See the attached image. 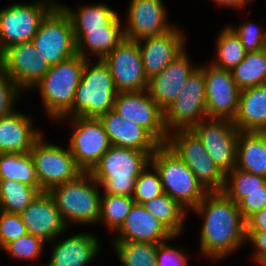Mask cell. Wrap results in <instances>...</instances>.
<instances>
[{"label":"cell","instance_id":"15","mask_svg":"<svg viewBox=\"0 0 266 266\" xmlns=\"http://www.w3.org/2000/svg\"><path fill=\"white\" fill-rule=\"evenodd\" d=\"M102 60L109 67L118 93L148 89L137 41L125 38Z\"/></svg>","mask_w":266,"mask_h":266},{"label":"cell","instance_id":"17","mask_svg":"<svg viewBox=\"0 0 266 266\" xmlns=\"http://www.w3.org/2000/svg\"><path fill=\"white\" fill-rule=\"evenodd\" d=\"M207 118L233 121L241 90L230 70L204 64Z\"/></svg>","mask_w":266,"mask_h":266},{"label":"cell","instance_id":"44","mask_svg":"<svg viewBox=\"0 0 266 266\" xmlns=\"http://www.w3.org/2000/svg\"><path fill=\"white\" fill-rule=\"evenodd\" d=\"M238 207L243 218L247 220L255 212L266 207V191L247 193V196L238 203Z\"/></svg>","mask_w":266,"mask_h":266},{"label":"cell","instance_id":"40","mask_svg":"<svg viewBox=\"0 0 266 266\" xmlns=\"http://www.w3.org/2000/svg\"><path fill=\"white\" fill-rule=\"evenodd\" d=\"M27 233L20 213H9L0 210V251L7 244Z\"/></svg>","mask_w":266,"mask_h":266},{"label":"cell","instance_id":"45","mask_svg":"<svg viewBox=\"0 0 266 266\" xmlns=\"http://www.w3.org/2000/svg\"><path fill=\"white\" fill-rule=\"evenodd\" d=\"M245 242L254 247L253 262L266 266V231H246Z\"/></svg>","mask_w":266,"mask_h":266},{"label":"cell","instance_id":"23","mask_svg":"<svg viewBox=\"0 0 266 266\" xmlns=\"http://www.w3.org/2000/svg\"><path fill=\"white\" fill-rule=\"evenodd\" d=\"M93 233L81 232L52 240V253L46 266H87L100 252V240Z\"/></svg>","mask_w":266,"mask_h":266},{"label":"cell","instance_id":"21","mask_svg":"<svg viewBox=\"0 0 266 266\" xmlns=\"http://www.w3.org/2000/svg\"><path fill=\"white\" fill-rule=\"evenodd\" d=\"M190 61L185 49L162 72L149 80L147 91L163 111L173 103L187 78L199 66Z\"/></svg>","mask_w":266,"mask_h":266},{"label":"cell","instance_id":"7","mask_svg":"<svg viewBox=\"0 0 266 266\" xmlns=\"http://www.w3.org/2000/svg\"><path fill=\"white\" fill-rule=\"evenodd\" d=\"M165 145L189 166L208 192L223 191L226 175L214 164L191 129L170 132Z\"/></svg>","mask_w":266,"mask_h":266},{"label":"cell","instance_id":"9","mask_svg":"<svg viewBox=\"0 0 266 266\" xmlns=\"http://www.w3.org/2000/svg\"><path fill=\"white\" fill-rule=\"evenodd\" d=\"M58 0L13 2L0 9V53L7 47L32 41L41 21Z\"/></svg>","mask_w":266,"mask_h":266},{"label":"cell","instance_id":"14","mask_svg":"<svg viewBox=\"0 0 266 266\" xmlns=\"http://www.w3.org/2000/svg\"><path fill=\"white\" fill-rule=\"evenodd\" d=\"M69 149L84 172H90L112 146L102 122L95 118L71 117Z\"/></svg>","mask_w":266,"mask_h":266},{"label":"cell","instance_id":"4","mask_svg":"<svg viewBox=\"0 0 266 266\" xmlns=\"http://www.w3.org/2000/svg\"><path fill=\"white\" fill-rule=\"evenodd\" d=\"M99 187L92 175L84 172L75 180L49 191L67 227L71 224H98L102 196Z\"/></svg>","mask_w":266,"mask_h":266},{"label":"cell","instance_id":"30","mask_svg":"<svg viewBox=\"0 0 266 266\" xmlns=\"http://www.w3.org/2000/svg\"><path fill=\"white\" fill-rule=\"evenodd\" d=\"M142 206L158 219L174 236L182 234L188 211L168 194L163 193L143 203Z\"/></svg>","mask_w":266,"mask_h":266},{"label":"cell","instance_id":"43","mask_svg":"<svg viewBox=\"0 0 266 266\" xmlns=\"http://www.w3.org/2000/svg\"><path fill=\"white\" fill-rule=\"evenodd\" d=\"M176 237L180 236H173L168 241L158 244L157 266H188V258L186 257L188 255L185 252L186 250H184L183 247L171 245V239L175 240Z\"/></svg>","mask_w":266,"mask_h":266},{"label":"cell","instance_id":"37","mask_svg":"<svg viewBox=\"0 0 266 266\" xmlns=\"http://www.w3.org/2000/svg\"><path fill=\"white\" fill-rule=\"evenodd\" d=\"M116 257L123 266H157V247L154 243L113 242Z\"/></svg>","mask_w":266,"mask_h":266},{"label":"cell","instance_id":"2","mask_svg":"<svg viewBox=\"0 0 266 266\" xmlns=\"http://www.w3.org/2000/svg\"><path fill=\"white\" fill-rule=\"evenodd\" d=\"M87 59L76 54L68 60L50 66L44 77L34 86L43 102L48 119L55 121L73 117V103Z\"/></svg>","mask_w":266,"mask_h":266},{"label":"cell","instance_id":"41","mask_svg":"<svg viewBox=\"0 0 266 266\" xmlns=\"http://www.w3.org/2000/svg\"><path fill=\"white\" fill-rule=\"evenodd\" d=\"M229 26L238 35L247 52L262 50L266 47V31L263 26L258 27L256 23L251 22H243L238 27Z\"/></svg>","mask_w":266,"mask_h":266},{"label":"cell","instance_id":"8","mask_svg":"<svg viewBox=\"0 0 266 266\" xmlns=\"http://www.w3.org/2000/svg\"><path fill=\"white\" fill-rule=\"evenodd\" d=\"M31 42L50 66L77 54L71 20L58 3L43 18Z\"/></svg>","mask_w":266,"mask_h":266},{"label":"cell","instance_id":"28","mask_svg":"<svg viewBox=\"0 0 266 266\" xmlns=\"http://www.w3.org/2000/svg\"><path fill=\"white\" fill-rule=\"evenodd\" d=\"M236 168L266 177V132L239 131Z\"/></svg>","mask_w":266,"mask_h":266},{"label":"cell","instance_id":"29","mask_svg":"<svg viewBox=\"0 0 266 266\" xmlns=\"http://www.w3.org/2000/svg\"><path fill=\"white\" fill-rule=\"evenodd\" d=\"M58 4L68 14L74 33H88V30L106 29L119 14L105 3L80 5L76 9Z\"/></svg>","mask_w":266,"mask_h":266},{"label":"cell","instance_id":"5","mask_svg":"<svg viewBox=\"0 0 266 266\" xmlns=\"http://www.w3.org/2000/svg\"><path fill=\"white\" fill-rule=\"evenodd\" d=\"M150 165L160 176L163 192L188 212L189 208L194 209L208 193L189 166L165 144H161L150 156Z\"/></svg>","mask_w":266,"mask_h":266},{"label":"cell","instance_id":"10","mask_svg":"<svg viewBox=\"0 0 266 266\" xmlns=\"http://www.w3.org/2000/svg\"><path fill=\"white\" fill-rule=\"evenodd\" d=\"M207 118L204 65H199L187 78L173 103L164 111L168 133L191 129Z\"/></svg>","mask_w":266,"mask_h":266},{"label":"cell","instance_id":"6","mask_svg":"<svg viewBox=\"0 0 266 266\" xmlns=\"http://www.w3.org/2000/svg\"><path fill=\"white\" fill-rule=\"evenodd\" d=\"M117 93L109 67L103 60L95 63L87 59L74 97L73 117L99 119L113 109Z\"/></svg>","mask_w":266,"mask_h":266},{"label":"cell","instance_id":"32","mask_svg":"<svg viewBox=\"0 0 266 266\" xmlns=\"http://www.w3.org/2000/svg\"><path fill=\"white\" fill-rule=\"evenodd\" d=\"M231 73L240 90L266 84V49L247 52Z\"/></svg>","mask_w":266,"mask_h":266},{"label":"cell","instance_id":"22","mask_svg":"<svg viewBox=\"0 0 266 266\" xmlns=\"http://www.w3.org/2000/svg\"><path fill=\"white\" fill-rule=\"evenodd\" d=\"M115 233L111 242L160 244L174 236L144 206L136 203Z\"/></svg>","mask_w":266,"mask_h":266},{"label":"cell","instance_id":"12","mask_svg":"<svg viewBox=\"0 0 266 266\" xmlns=\"http://www.w3.org/2000/svg\"><path fill=\"white\" fill-rule=\"evenodd\" d=\"M191 130L214 164L226 175L236 167L239 130L227 119H203Z\"/></svg>","mask_w":266,"mask_h":266},{"label":"cell","instance_id":"24","mask_svg":"<svg viewBox=\"0 0 266 266\" xmlns=\"http://www.w3.org/2000/svg\"><path fill=\"white\" fill-rule=\"evenodd\" d=\"M99 120L112 146L143 151L149 156L160 146L143 127L124 119L113 109L101 116Z\"/></svg>","mask_w":266,"mask_h":266},{"label":"cell","instance_id":"1","mask_svg":"<svg viewBox=\"0 0 266 266\" xmlns=\"http://www.w3.org/2000/svg\"><path fill=\"white\" fill-rule=\"evenodd\" d=\"M201 216L200 252L215 262L225 259L245 245L246 220L223 191L208 192L192 209Z\"/></svg>","mask_w":266,"mask_h":266},{"label":"cell","instance_id":"26","mask_svg":"<svg viewBox=\"0 0 266 266\" xmlns=\"http://www.w3.org/2000/svg\"><path fill=\"white\" fill-rule=\"evenodd\" d=\"M233 123L239 131L266 132V84L241 90Z\"/></svg>","mask_w":266,"mask_h":266},{"label":"cell","instance_id":"3","mask_svg":"<svg viewBox=\"0 0 266 266\" xmlns=\"http://www.w3.org/2000/svg\"><path fill=\"white\" fill-rule=\"evenodd\" d=\"M148 164L146 152L111 146L89 173L104 194L132 197L135 181Z\"/></svg>","mask_w":266,"mask_h":266},{"label":"cell","instance_id":"27","mask_svg":"<svg viewBox=\"0 0 266 266\" xmlns=\"http://www.w3.org/2000/svg\"><path fill=\"white\" fill-rule=\"evenodd\" d=\"M76 52L85 59L87 54L103 59L124 39V29L118 16L106 29L88 30V33H74Z\"/></svg>","mask_w":266,"mask_h":266},{"label":"cell","instance_id":"31","mask_svg":"<svg viewBox=\"0 0 266 266\" xmlns=\"http://www.w3.org/2000/svg\"><path fill=\"white\" fill-rule=\"evenodd\" d=\"M0 180H14L40 187L30 153H0Z\"/></svg>","mask_w":266,"mask_h":266},{"label":"cell","instance_id":"16","mask_svg":"<svg viewBox=\"0 0 266 266\" xmlns=\"http://www.w3.org/2000/svg\"><path fill=\"white\" fill-rule=\"evenodd\" d=\"M0 67L23 92H28L44 77L50 65L30 41L5 48L0 53Z\"/></svg>","mask_w":266,"mask_h":266},{"label":"cell","instance_id":"38","mask_svg":"<svg viewBox=\"0 0 266 266\" xmlns=\"http://www.w3.org/2000/svg\"><path fill=\"white\" fill-rule=\"evenodd\" d=\"M150 169L152 170H149ZM162 182L157 170L148 164L135 181L132 198L136 204L143 203L162 195Z\"/></svg>","mask_w":266,"mask_h":266},{"label":"cell","instance_id":"34","mask_svg":"<svg viewBox=\"0 0 266 266\" xmlns=\"http://www.w3.org/2000/svg\"><path fill=\"white\" fill-rule=\"evenodd\" d=\"M223 28L216 40V58L210 64L231 71L244 59L247 51L238 35L228 24Z\"/></svg>","mask_w":266,"mask_h":266},{"label":"cell","instance_id":"36","mask_svg":"<svg viewBox=\"0 0 266 266\" xmlns=\"http://www.w3.org/2000/svg\"><path fill=\"white\" fill-rule=\"evenodd\" d=\"M134 204L135 201L131 196L102 193L98 223L105 224L109 231L116 232L124 223Z\"/></svg>","mask_w":266,"mask_h":266},{"label":"cell","instance_id":"20","mask_svg":"<svg viewBox=\"0 0 266 266\" xmlns=\"http://www.w3.org/2000/svg\"><path fill=\"white\" fill-rule=\"evenodd\" d=\"M20 215L27 232L41 238L46 243L65 234L69 229L49 192L40 193Z\"/></svg>","mask_w":266,"mask_h":266},{"label":"cell","instance_id":"35","mask_svg":"<svg viewBox=\"0 0 266 266\" xmlns=\"http://www.w3.org/2000/svg\"><path fill=\"white\" fill-rule=\"evenodd\" d=\"M254 191H266V177L233 168L225 176L223 192L236 204Z\"/></svg>","mask_w":266,"mask_h":266},{"label":"cell","instance_id":"46","mask_svg":"<svg viewBox=\"0 0 266 266\" xmlns=\"http://www.w3.org/2000/svg\"><path fill=\"white\" fill-rule=\"evenodd\" d=\"M246 231H266V207L246 220Z\"/></svg>","mask_w":266,"mask_h":266},{"label":"cell","instance_id":"25","mask_svg":"<svg viewBox=\"0 0 266 266\" xmlns=\"http://www.w3.org/2000/svg\"><path fill=\"white\" fill-rule=\"evenodd\" d=\"M27 114L16 110L0 119V153H30L34 143L43 135Z\"/></svg>","mask_w":266,"mask_h":266},{"label":"cell","instance_id":"42","mask_svg":"<svg viewBox=\"0 0 266 266\" xmlns=\"http://www.w3.org/2000/svg\"><path fill=\"white\" fill-rule=\"evenodd\" d=\"M22 92L11 77L0 67V119L16 111L14 106L20 95L23 94Z\"/></svg>","mask_w":266,"mask_h":266},{"label":"cell","instance_id":"19","mask_svg":"<svg viewBox=\"0 0 266 266\" xmlns=\"http://www.w3.org/2000/svg\"><path fill=\"white\" fill-rule=\"evenodd\" d=\"M181 30L175 25L165 34L137 40L144 73L148 80L162 72L172 60L186 49V35Z\"/></svg>","mask_w":266,"mask_h":266},{"label":"cell","instance_id":"11","mask_svg":"<svg viewBox=\"0 0 266 266\" xmlns=\"http://www.w3.org/2000/svg\"><path fill=\"white\" fill-rule=\"evenodd\" d=\"M44 134L34 143L30 154L42 192L78 178L84 171L76 163L69 147L63 148L45 141Z\"/></svg>","mask_w":266,"mask_h":266},{"label":"cell","instance_id":"39","mask_svg":"<svg viewBox=\"0 0 266 266\" xmlns=\"http://www.w3.org/2000/svg\"><path fill=\"white\" fill-rule=\"evenodd\" d=\"M46 242L39 237L27 233L7 244L2 250L8 253L9 256L17 260L37 261L39 260L42 251H44V245Z\"/></svg>","mask_w":266,"mask_h":266},{"label":"cell","instance_id":"33","mask_svg":"<svg viewBox=\"0 0 266 266\" xmlns=\"http://www.w3.org/2000/svg\"><path fill=\"white\" fill-rule=\"evenodd\" d=\"M42 193L33 187L14 180H0V210L21 213Z\"/></svg>","mask_w":266,"mask_h":266},{"label":"cell","instance_id":"13","mask_svg":"<svg viewBox=\"0 0 266 266\" xmlns=\"http://www.w3.org/2000/svg\"><path fill=\"white\" fill-rule=\"evenodd\" d=\"M113 110L124 119L143 127L160 145L166 144L169 133L164 111L147 90L117 93Z\"/></svg>","mask_w":266,"mask_h":266},{"label":"cell","instance_id":"18","mask_svg":"<svg viewBox=\"0 0 266 266\" xmlns=\"http://www.w3.org/2000/svg\"><path fill=\"white\" fill-rule=\"evenodd\" d=\"M163 1L130 0L123 25L125 38L137 41L170 31L175 25L169 23Z\"/></svg>","mask_w":266,"mask_h":266},{"label":"cell","instance_id":"47","mask_svg":"<svg viewBox=\"0 0 266 266\" xmlns=\"http://www.w3.org/2000/svg\"><path fill=\"white\" fill-rule=\"evenodd\" d=\"M218 6L232 7V9L241 10L243 7H246L247 4L253 2L254 0H212Z\"/></svg>","mask_w":266,"mask_h":266}]
</instances>
